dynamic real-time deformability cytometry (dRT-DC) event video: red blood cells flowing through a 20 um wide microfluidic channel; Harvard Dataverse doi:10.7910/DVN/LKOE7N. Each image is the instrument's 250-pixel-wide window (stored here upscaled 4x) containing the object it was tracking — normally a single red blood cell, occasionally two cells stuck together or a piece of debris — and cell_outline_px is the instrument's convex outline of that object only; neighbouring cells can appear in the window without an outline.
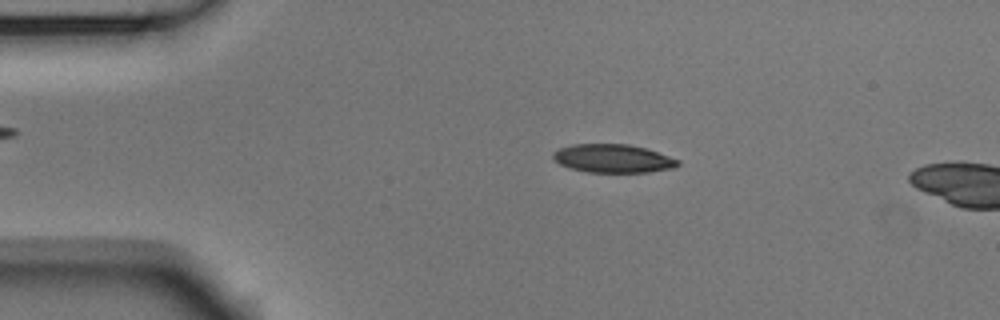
{"species": "Egyptian fruit bat (a non-hibernating species)", "species_latin": "Rousettus aegyptiacus", "temperature_condition": "room temperature", "stored_images_in_passage": 13, "camera_frame_rate_fps": 3000, "um_per_image_px": 0.085, "animal": {"sex": "male"}, "frame": {"image": 1, "passage_image": 10, "time_ms": 3.0, "image_size_px": [1000, 320], "cell_outline_px": [[680, 164], [672, 168], [648, 172], [588, 172], [572, 168], [560, 164], [552, 156], [552, 152], [560, 148], [572, 144], [628, 144], [644, 148], [680, 160]], "centroid_in_image_um": [52.09, 13.47], "position_along_channel_um": 32.9, "area_um2": 20.4}}